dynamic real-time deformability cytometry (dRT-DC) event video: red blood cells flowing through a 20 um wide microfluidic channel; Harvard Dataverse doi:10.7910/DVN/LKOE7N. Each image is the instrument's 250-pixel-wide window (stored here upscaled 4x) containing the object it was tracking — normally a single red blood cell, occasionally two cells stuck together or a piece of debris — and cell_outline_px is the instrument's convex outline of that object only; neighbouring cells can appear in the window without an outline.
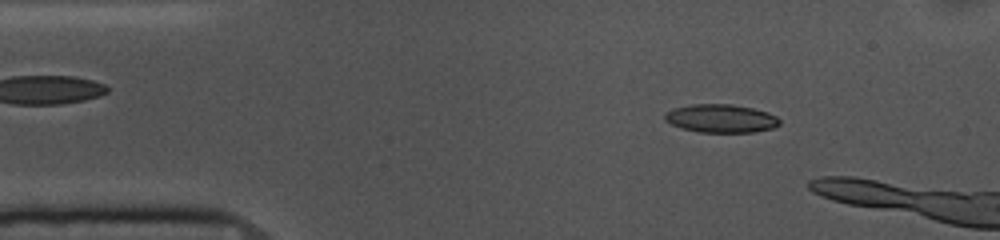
{"species": "common noctule bat (a hibernating species)", "species_latin": "Nyctalus noctula", "temperature_condition": "cold", "stored_images_in_passage": 10, "camera_frame_rate_fps": 3000, "um_per_image_px": 0.085, "animal": {"sex": "female", "body_mass_g": 10.0, "forearm_length_mm": 53.1}, "frame": {"image": 1, "passage_image": 6, "time_ms": 1.667, "image_size_px": [1000, 240], "cell_outline_px": [[780, 124], [772, 128], [752, 132], [700, 132], [680, 128], [664, 120], [664, 112], [672, 108], [692, 104], [732, 104], [752, 108], [768, 112], [776, 116], [780, 120]], "centroid_in_image_um": [61.25, 10.06], "position_along_channel_um": 23.8, "area_um2": 19.02}}